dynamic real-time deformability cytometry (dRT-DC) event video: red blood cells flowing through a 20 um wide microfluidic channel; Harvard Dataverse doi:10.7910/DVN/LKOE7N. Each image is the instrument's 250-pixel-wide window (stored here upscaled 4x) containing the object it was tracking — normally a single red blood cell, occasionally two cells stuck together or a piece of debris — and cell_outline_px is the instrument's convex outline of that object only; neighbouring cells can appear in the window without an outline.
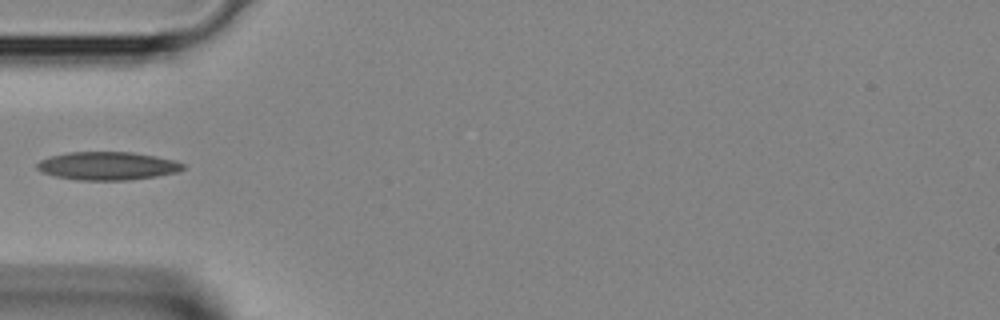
{"species": "Egyptian fruit bat (a non-hibernating species)", "species_latin": "Rousettus aegyptiacus", "temperature_condition": "room temperature", "stored_images_in_passage": 2, "camera_frame_rate_fps": 3000, "um_per_image_px": 0.085, "animal": {"sex": "female"}, "frame": {"image": 1, "passage_image": 2, "time_ms": 0.333, "image_size_px": [1000, 320], "cell_outline_px": [[184, 168], [176, 172], [156, 176], [124, 180], [80, 180], [56, 176], [44, 172], [36, 168], [36, 164], [40, 160], [52, 156], [68, 152], [132, 152], [156, 156], [176, 160], [184, 164]], "centroid_in_image_um": [9.15, 14.09], "position_along_channel_um": 75.8, "area_um2": 23.76}}